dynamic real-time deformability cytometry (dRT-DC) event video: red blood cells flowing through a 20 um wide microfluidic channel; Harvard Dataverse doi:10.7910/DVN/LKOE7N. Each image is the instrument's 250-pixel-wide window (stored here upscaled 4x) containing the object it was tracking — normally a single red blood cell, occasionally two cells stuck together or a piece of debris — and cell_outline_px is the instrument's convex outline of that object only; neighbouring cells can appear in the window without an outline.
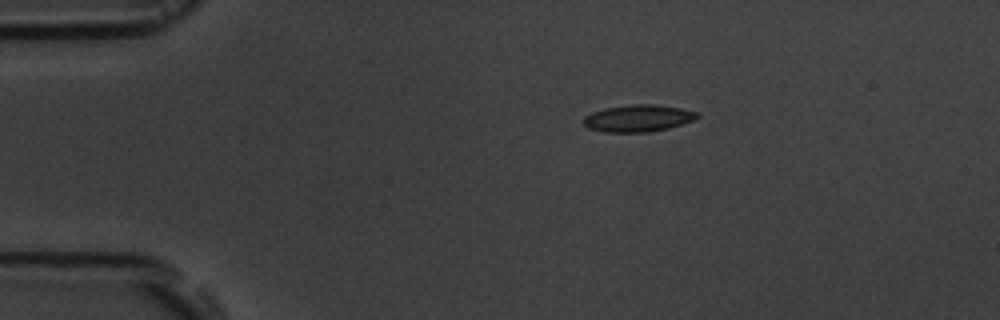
{"species": "common noctule bat (a hibernating species)", "species_latin": "Nyctalus noctula", "temperature_condition": "room temperature", "stored_images_in_passage": 46, "camera_frame_rate_fps": 3000, "um_per_image_px": 0.085, "animal": {"sex": "male", "body_mass_g": 19.5, "forearm_length_mm": 54.6}, "frame": {"image": 1, "passage_image": 1, "time_ms": 0.0, "image_size_px": [1000, 320], "cell_outline_px": [[700, 116], [692, 120], [668, 128], [648, 132], [604, 132], [588, 128], [580, 120], [584, 116], [592, 112], [604, 108], [632, 104], [656, 104], [680, 108], [700, 112]], "centroid_in_image_um": [54.2, 10.04], "position_along_channel_um": 30.8, "area_um2": 17.98}}
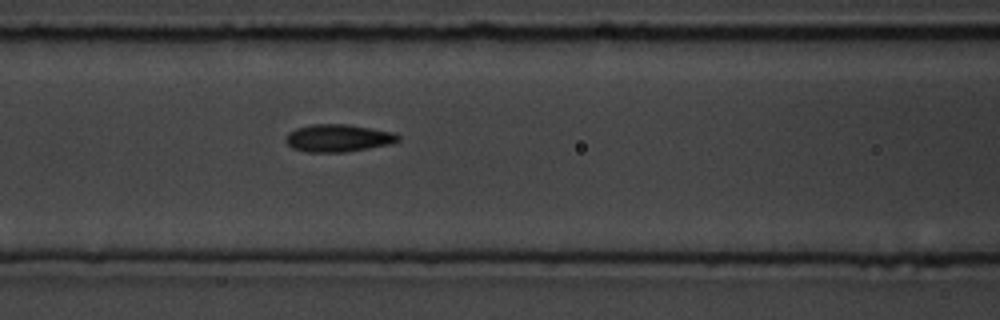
{"frame": {"image": 2, "passage_image": 14, "time_ms": 4.333, "image_size_px": [1000, 320], "cell_outline_px": [[400, 140], [392, 144], [344, 152], [308, 152], [292, 148], [284, 140], [288, 132], [296, 128], [312, 124], [348, 124], [396, 132], [400, 136]], "centroid_in_image_um": [28.76, 11.73], "position_along_channel_um": 137.8, "area_um2": 18.21}}
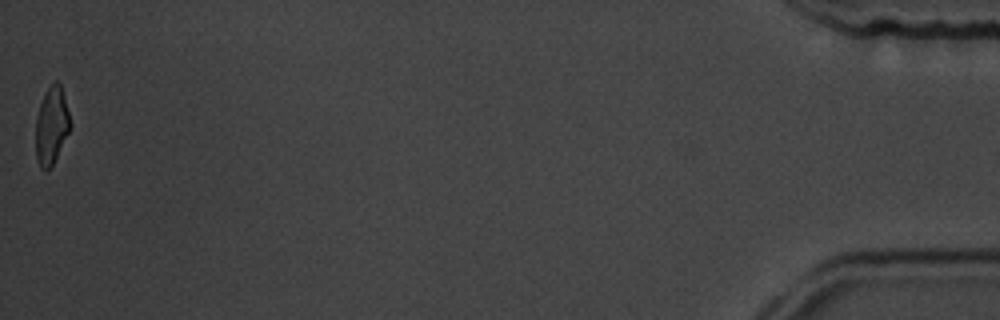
{"frame": {"image": 3, "passage_image": 46, "time_ms": 15.0, "image_size_px": [1000, 320], "cell_outline_px": [[72, 128], [52, 164], [48, 168], [40, 168], [36, 156], [36, 116], [44, 92], [56, 80], [60, 84], [64, 96], [72, 124]], "centroid_in_image_um": [4.39, 10.65], "position_along_channel_um": 430.8, "area_um2": 15.49}, "authors_computed_cell_mechanics": {"area_um2": 17.0799, "velocity_mm_per_s": 3.6748, "shape_relaxation_time_tau1_ms": 4.8629, "shape_relaxation_time_tau2_ms": 2.7163, "deformation_change_tau1": 0.1321, "deformation_change_tau2": 0.0974}}